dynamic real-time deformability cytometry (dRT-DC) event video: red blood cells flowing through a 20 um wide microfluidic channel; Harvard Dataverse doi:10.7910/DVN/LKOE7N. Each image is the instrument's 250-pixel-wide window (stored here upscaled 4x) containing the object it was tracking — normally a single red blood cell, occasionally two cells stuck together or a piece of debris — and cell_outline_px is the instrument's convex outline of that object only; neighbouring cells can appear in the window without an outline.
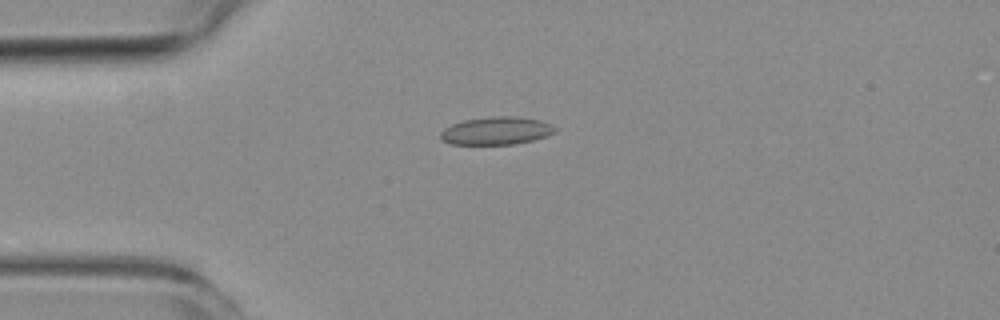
{"species": "common noctule bat (a hibernating species)", "species_latin": "Nyctalus noctula", "temperature_condition": "room temperature", "stored_images_in_passage": 5, "camera_frame_rate_fps": 3000, "um_per_image_px": 0.085, "animal": {"sex": "female", "body_mass_g": 19.3, "forearm_length_mm": 54.1}, "frame": {"image": 1, "passage_image": 4, "time_ms": 3.667, "image_size_px": [1000, 320], "cell_outline_px": [[556, 132], [548, 136], [532, 140], [512, 144], [448, 144], [440, 140], [440, 132], [444, 128], [452, 124], [464, 120], [492, 116], [516, 116], [540, 120], [552, 124], [556, 128]], "centroid_in_image_um": [42.18, 11.11], "position_along_channel_um": 42.8, "area_um2": 18.73}}